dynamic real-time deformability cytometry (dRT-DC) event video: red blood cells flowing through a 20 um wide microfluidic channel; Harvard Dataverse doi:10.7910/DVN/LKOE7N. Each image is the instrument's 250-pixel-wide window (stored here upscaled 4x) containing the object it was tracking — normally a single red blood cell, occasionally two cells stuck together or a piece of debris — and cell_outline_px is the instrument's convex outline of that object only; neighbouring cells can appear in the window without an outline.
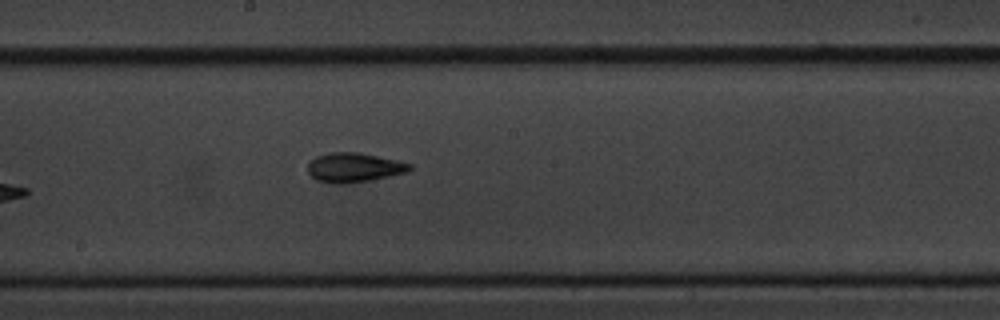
{"species": "common noctule bat (a hibernating species)", "species_latin": "Nyctalus noctula", "temperature_condition": "cold", "stored_images_in_passage": 9, "camera_frame_rate_fps": 3000, "um_per_image_px": 0.085, "animal": {"sex": "male", "body_mass_g": 20.1, "forearm_length_mm": 53.5}, "frame": {"image": 1, "passage_image": 9, "time_ms": 10.0, "image_size_px": [1000, 320], "cell_outline_px": [[412, 168], [408, 172], [368, 180], [344, 184], [332, 184], [316, 180], [308, 172], [308, 164], [316, 156], [328, 152], [356, 152], [396, 160], [412, 164]], "centroid_in_image_um": [30.06, 14.24], "position_along_channel_um": 218.1, "area_um2": 17.34}}